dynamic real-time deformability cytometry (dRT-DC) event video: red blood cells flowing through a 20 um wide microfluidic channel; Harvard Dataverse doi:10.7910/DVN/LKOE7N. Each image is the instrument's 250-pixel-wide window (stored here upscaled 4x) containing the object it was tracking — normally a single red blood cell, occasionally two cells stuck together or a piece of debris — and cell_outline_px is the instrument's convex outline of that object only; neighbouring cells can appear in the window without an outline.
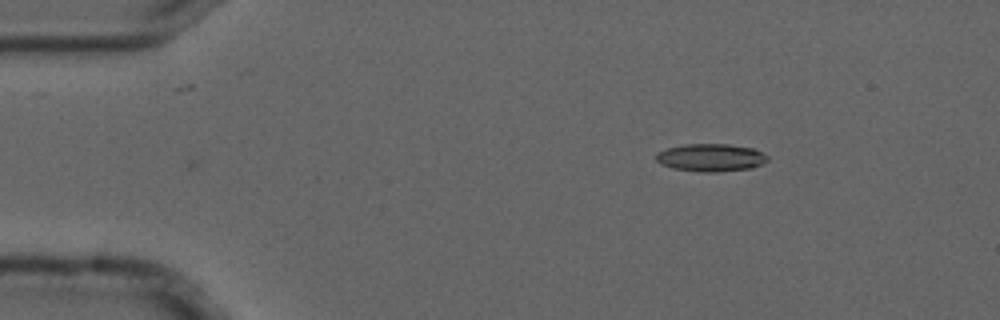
{"species": "common noctule bat (a hibernating species)", "species_latin": "Nyctalus noctula", "temperature_condition": "cold", "stored_images_in_passage": 3, "camera_frame_rate_fps": 3000, "um_per_image_px": 0.085, "animal": {"sex": "male", "forearm_length_mm": 52.5}, "frame": {"image": 1, "passage_image": 3, "time_ms": 0.667, "image_size_px": [1000, 320], "cell_outline_px": [[768, 160], [752, 168], [716, 172], [700, 172], [672, 168], [660, 164], [656, 160], [656, 152], [668, 148], [684, 144], [728, 144], [752, 148], [768, 156]], "centroid_in_image_um": [60.38, 13.4], "position_along_channel_um": 24.6, "area_um2": 17.98}}